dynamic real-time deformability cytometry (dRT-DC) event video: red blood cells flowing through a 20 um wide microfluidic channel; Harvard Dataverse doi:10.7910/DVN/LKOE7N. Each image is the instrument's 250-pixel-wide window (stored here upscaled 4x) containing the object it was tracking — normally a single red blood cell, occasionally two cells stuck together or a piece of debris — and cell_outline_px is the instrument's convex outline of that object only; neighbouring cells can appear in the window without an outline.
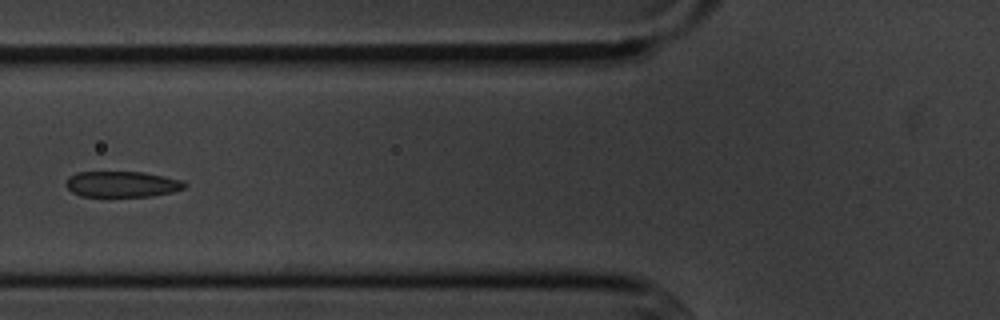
{"species": "common noctule bat (a hibernating species)", "species_latin": "Nyctalus noctula", "temperature_condition": "cold", "stored_images_in_passage": 6, "camera_frame_rate_fps": 3000, "um_per_image_px": 0.085, "animal": {"sex": "male", "body_mass_g": 20.1, "forearm_length_mm": 53.5}, "frame": {"image": 1, "passage_image": 6, "time_ms": 6.667, "image_size_px": [1000, 320], "cell_outline_px": [[188, 184], [184, 188], [172, 192], [152, 196], [80, 196], [72, 192], [64, 184], [68, 176], [76, 172], [144, 172], [184, 180]], "centroid_in_image_um": [10.37, 15.65], "position_along_channel_um": 115.4, "area_um2": 18.03}}